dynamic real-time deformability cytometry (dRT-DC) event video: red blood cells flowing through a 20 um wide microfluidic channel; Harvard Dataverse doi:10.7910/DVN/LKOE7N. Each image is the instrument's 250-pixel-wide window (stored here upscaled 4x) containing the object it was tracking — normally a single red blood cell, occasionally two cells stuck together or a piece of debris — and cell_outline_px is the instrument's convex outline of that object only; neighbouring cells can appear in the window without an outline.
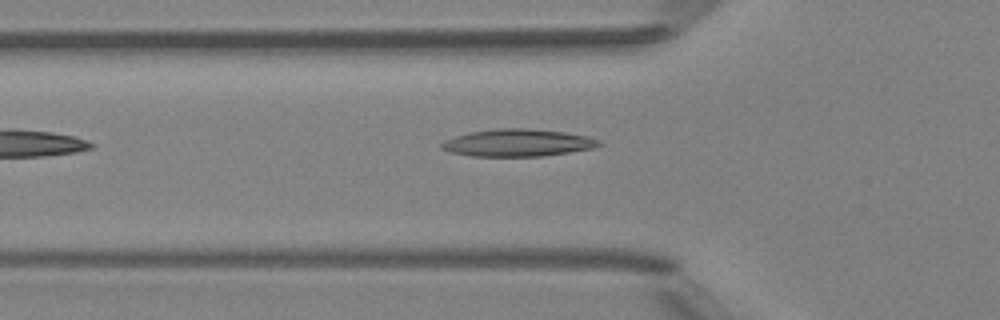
{"species": "Egyptian fruit bat (a non-hibernating species)", "species_latin": "Rousettus aegyptiacus", "temperature_condition": "room temperature", "stored_images_in_passage": 5, "camera_frame_rate_fps": 3000, "um_per_image_px": 0.085, "animal": {"sex": "female"}, "frame": {"image": 1, "passage_image": 5, "time_ms": 4.667, "image_size_px": [1000, 320], "cell_outline_px": [[604, 144], [592, 148], [568, 152], [540, 156], [472, 156], [452, 152], [440, 148], [440, 144], [444, 140], [456, 136], [472, 132], [496, 128], [528, 128], [564, 132], [588, 136], [600, 140]], "centroid_in_image_um": [44.02, 12.13], "position_along_channel_um": 81.8, "area_um2": 24.91}}